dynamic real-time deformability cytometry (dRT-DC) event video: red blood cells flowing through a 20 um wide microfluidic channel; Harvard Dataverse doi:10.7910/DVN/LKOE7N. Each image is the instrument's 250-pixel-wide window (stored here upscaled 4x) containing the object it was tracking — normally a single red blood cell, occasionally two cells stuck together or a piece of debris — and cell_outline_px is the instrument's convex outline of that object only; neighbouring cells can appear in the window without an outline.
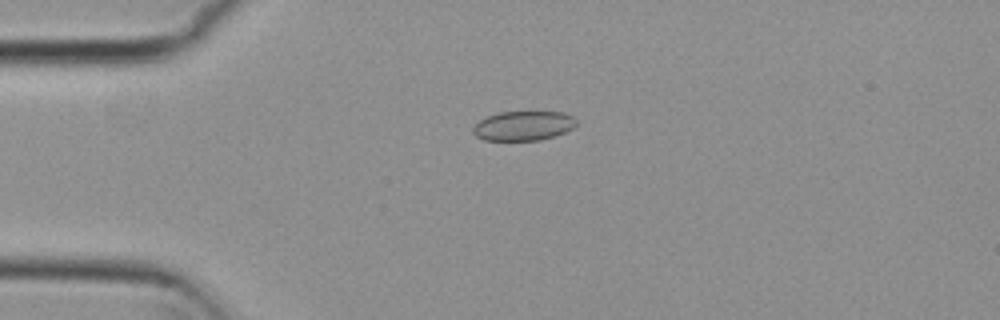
{"species": "common noctule bat (a hibernating species)", "species_latin": "Nyctalus noctula", "temperature_condition": "cold", "stored_images_in_passage": 1, "camera_frame_rate_fps": 3000, "um_per_image_px": 0.085, "animal": {"sex": "female", "body_mass_g": 29.2, "forearm_length_mm": 56.3}, "frame": {"image": 1, "passage_image": 1, "time_ms": 0.0, "image_size_px": [1000, 320], "cell_outline_px": [[576, 124], [572, 128], [564, 132], [540, 140], [484, 140], [476, 136], [472, 132], [472, 128], [480, 120], [488, 116], [500, 112], [564, 112], [572, 116], [576, 120]], "centroid_in_image_um": [44.47, 10.69], "position_along_channel_um": 40.5, "area_um2": 17.57}}